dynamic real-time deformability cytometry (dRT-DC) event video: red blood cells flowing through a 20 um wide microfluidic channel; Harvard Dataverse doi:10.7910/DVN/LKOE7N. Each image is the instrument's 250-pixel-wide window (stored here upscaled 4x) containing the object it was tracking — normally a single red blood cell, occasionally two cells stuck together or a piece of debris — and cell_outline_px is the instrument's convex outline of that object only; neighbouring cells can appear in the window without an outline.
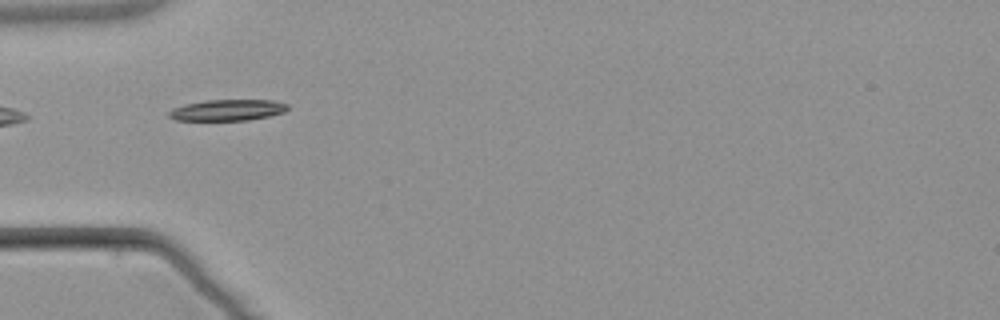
{"species": "common noctule bat (a hibernating species)", "species_latin": "Nyctalus noctula", "temperature_condition": "warm", "stored_images_in_passage": 2, "camera_frame_rate_fps": 3000, "um_per_image_px": 0.085, "animal": {"sex": "male", "body_mass_g": 21.5, "forearm_length_mm": 52.0}, "frame": {"image": 1, "passage_image": 2, "time_ms": 1.0, "image_size_px": [1000, 320], "cell_outline_px": [[288, 108], [284, 112], [268, 116], [248, 120], [176, 120], [168, 116], [168, 112], [172, 108], [184, 104], [204, 100], [276, 100], [288, 104]], "centroid_in_image_um": [19.33, 9.35], "position_along_channel_um": 65.7, "area_um2": 14.68}}